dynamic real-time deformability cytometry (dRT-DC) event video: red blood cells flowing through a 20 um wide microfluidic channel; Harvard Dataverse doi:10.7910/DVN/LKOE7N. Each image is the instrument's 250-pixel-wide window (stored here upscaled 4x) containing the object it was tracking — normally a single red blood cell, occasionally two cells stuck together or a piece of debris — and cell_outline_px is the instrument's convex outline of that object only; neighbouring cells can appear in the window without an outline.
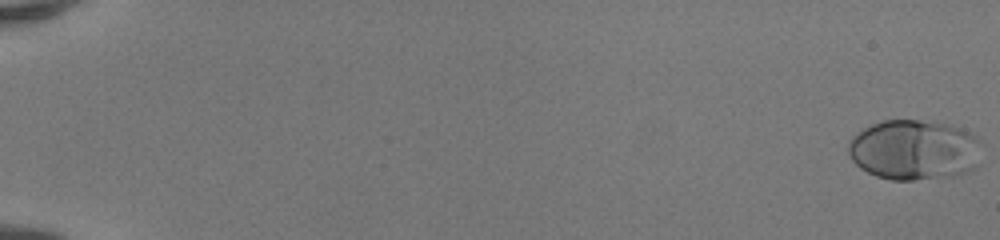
{"species": "human", "species_latin": "Homo sapiens", "temperature_condition": "room temperature", "stored_images_in_passage": 51, "camera_frame_rate_fps": 3000, "um_per_image_px": 0.085, "donor": {"sex": "female"}, "frame": {"image": 1, "passage_image": 1, "time_ms": 0.0, "image_size_px": [1000, 240], "cell_outline_px": [[980, 144], [976, 168], [964, 172], [948, 176], [912, 180], [892, 180], [876, 176], [860, 168], [848, 156], [848, 140], [852, 136], [864, 128], [872, 124], [884, 120], [936, 120], [948, 124], [968, 132], [976, 136], [980, 140]], "centroid_in_image_um": [77.67, 12.72], "position_along_channel_um": 7.3, "area_um2": 46.99}}
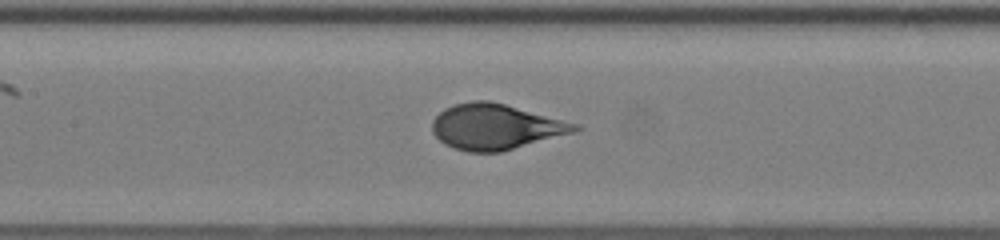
{"frame": {"image": 2, "passage_image": 27, "time_ms": 8.667, "image_size_px": [1000, 240], "cell_outline_px": [[584, 128], [576, 132], [500, 152], [468, 152], [444, 144], [432, 132], [432, 120], [444, 108], [456, 104], [472, 100], [488, 100], [504, 104], [580, 124]], "centroid_in_image_um": [42.15, 10.77], "position_along_channel_um": 165.3, "area_um2": 37.8}}
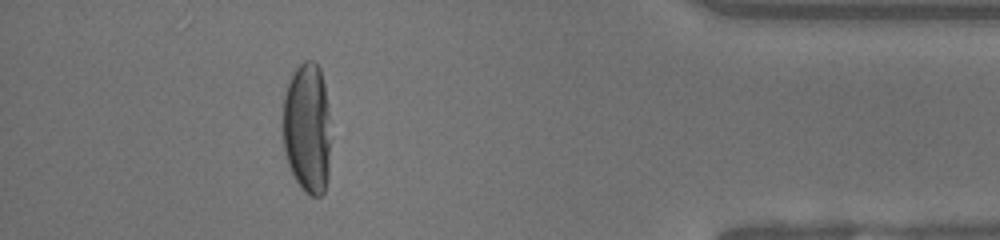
{"frame": {"image": 3, "passage_image": 47, "time_ms": 15.333, "image_size_px": [1000, 240], "cell_outline_px": [[328, 180], [324, 192], [320, 196], [312, 196], [304, 192], [296, 180], [288, 164], [284, 152], [284, 92], [292, 72], [304, 60], [312, 60], [320, 68], [324, 84], [328, 112]], "centroid_in_image_um": [26.09, 10.89], "position_along_channel_um": 409.1, "area_um2": 36.13}, "authors_computed_cell_mechanics": {"area_um2": 38.8416, "velocity_mm_per_s": 4.1875, "shape_relaxation_time_tau1_ms": 4.5042, "shape_relaxation_time_tau2_ms": null, "deformation_change_tau1": 0.2389, "deformation_change_tau2": null}}